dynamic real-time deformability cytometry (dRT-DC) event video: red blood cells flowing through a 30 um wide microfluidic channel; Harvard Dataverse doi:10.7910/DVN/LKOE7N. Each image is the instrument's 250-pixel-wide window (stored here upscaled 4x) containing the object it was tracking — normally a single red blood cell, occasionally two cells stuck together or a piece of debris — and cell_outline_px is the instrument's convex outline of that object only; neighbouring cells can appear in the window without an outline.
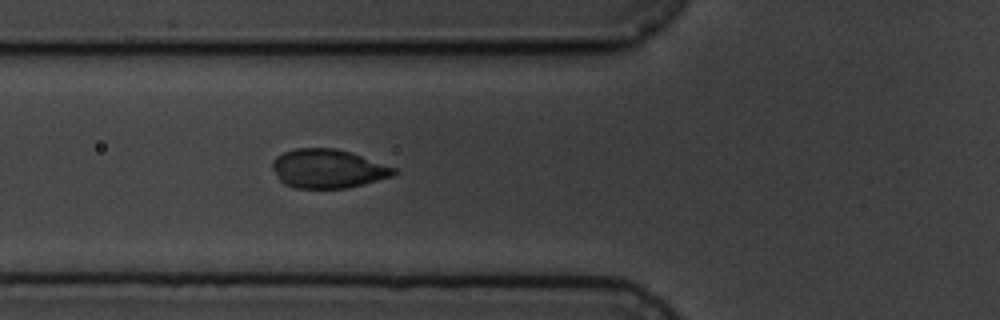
{"species": "common noctule bat (a hibernating species)", "species_latin": "Nyctalus noctula", "temperature_condition": "cold", "stored_images_in_passage": 4, "camera_frame_rate_fps": 3000, "um_per_image_px": 0.085, "animal": {"sex": "male", "body_mass_g": 19.5, "forearm_length_mm": 54.6}, "frame": {"image": 1, "passage_image": 4, "time_ms": 3.333, "image_size_px": [1000, 320], "cell_outline_px": [[396, 172], [392, 176], [364, 184], [348, 188], [296, 188], [284, 184], [276, 176], [272, 168], [272, 160], [276, 156], [284, 152], [296, 148], [336, 148], [396, 168]], "centroid_in_image_um": [27.82, 14.34], "position_along_channel_um": 98.0, "area_um2": 27.34}}